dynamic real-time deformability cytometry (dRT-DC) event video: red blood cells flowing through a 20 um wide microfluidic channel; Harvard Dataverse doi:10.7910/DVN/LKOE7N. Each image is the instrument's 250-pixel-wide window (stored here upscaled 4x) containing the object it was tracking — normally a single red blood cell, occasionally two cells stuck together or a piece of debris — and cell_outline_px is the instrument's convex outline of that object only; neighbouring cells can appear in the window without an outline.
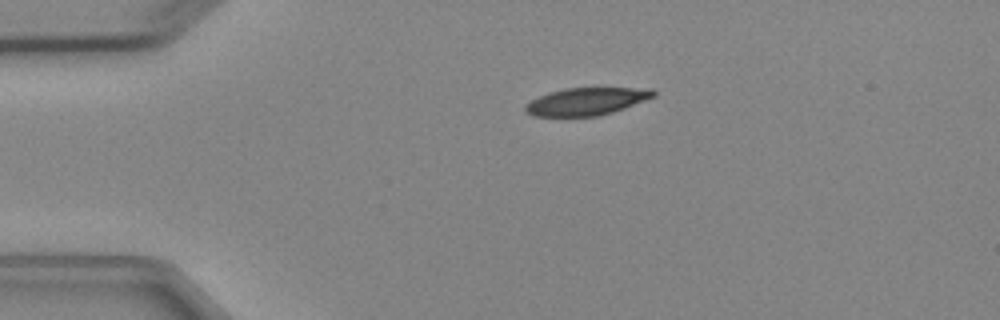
{"species": "Egyptian fruit bat (a non-hibernating species)", "species_latin": "Rousettus aegyptiacus", "temperature_condition": "cold", "stored_images_in_passage": 2, "camera_frame_rate_fps": 3000, "um_per_image_px": 0.085, "animal": {"sex": "female"}, "frame": {"image": 1, "passage_image": 1, "time_ms": 0.0, "image_size_px": [1000, 320], "cell_outline_px": [[656, 96], [624, 108], [600, 116], [536, 116], [528, 112], [524, 108], [532, 100], [548, 92], [564, 88], [652, 88], [656, 92]], "centroid_in_image_um": [49.9, 8.61], "position_along_channel_um": 35.1, "area_um2": 20.35}}